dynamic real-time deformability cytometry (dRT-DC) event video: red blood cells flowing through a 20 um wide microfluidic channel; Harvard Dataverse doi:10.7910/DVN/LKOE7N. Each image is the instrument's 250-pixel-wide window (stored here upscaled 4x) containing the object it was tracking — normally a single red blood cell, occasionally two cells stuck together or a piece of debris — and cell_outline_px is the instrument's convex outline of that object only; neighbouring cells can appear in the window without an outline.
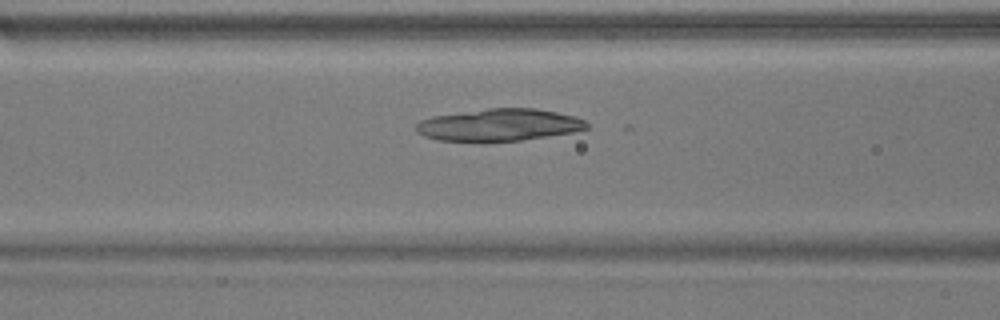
{"species": "common noctule bat (a hibernating species)", "species_latin": "Nyctalus noctula", "temperature_condition": "warm", "stored_images_in_passage": 38, "camera_frame_rate_fps": 3000, "um_per_image_px": 0.085, "animal": {"sex": "male", "body_mass_g": 17.9}, "frame": {"image": 1, "passage_image": 7, "time_ms": 2.0, "image_size_px": [1000, 320], "cell_outline_px": [[588, 128], [572, 132], [520, 140], [484, 144], [436, 140], [424, 136], [416, 132], [416, 124], [420, 120], [432, 116], [488, 108], [536, 108], [576, 116], [584, 120], [588, 124]], "centroid_in_image_um": [42.36, 10.65], "position_along_channel_um": 124.2, "area_um2": 32.77}}
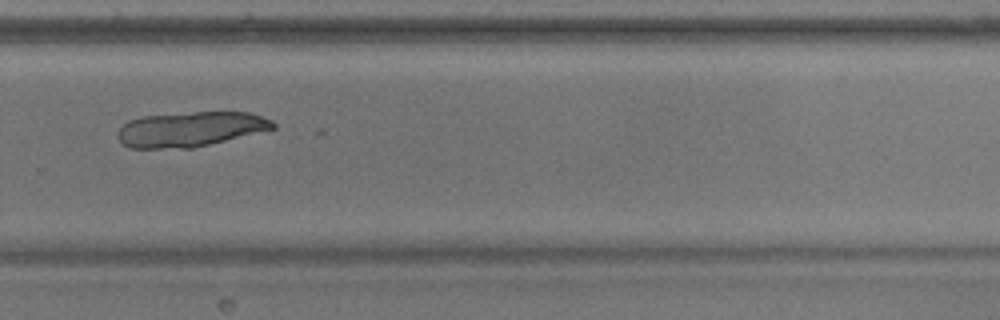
{"frame": {"image": 2, "passage_image": 22, "time_ms": 7.0, "image_size_px": [1000, 320], "cell_outline_px": [[276, 128], [192, 148], [128, 148], [116, 136], [116, 132], [128, 120], [144, 116], [196, 112], [248, 112], [272, 120], [276, 124]], "centroid_in_image_um": [16.15, 10.98], "position_along_channel_um": 313.6, "area_um2": 31.39}}
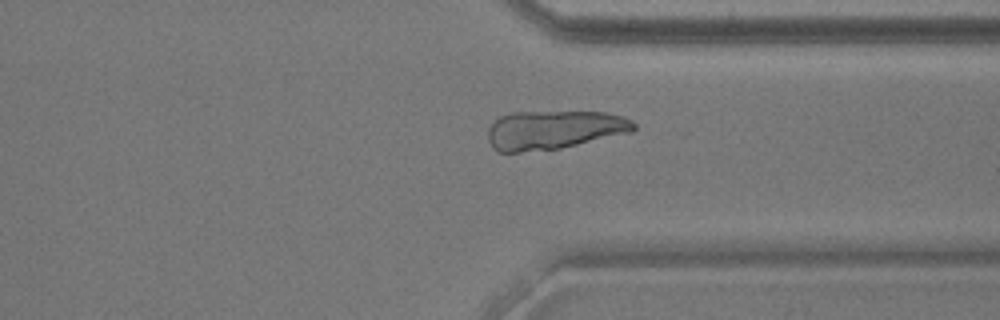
{"frame": {"image": 3, "passage_image": 26, "time_ms": 8.333, "image_size_px": [1000, 320], "cell_outline_px": [[636, 128], [632, 132], [560, 148], [520, 152], [496, 152], [492, 148], [488, 140], [488, 128], [500, 116], [508, 112], [608, 112], [624, 116], [632, 120], [636, 124]], "centroid_in_image_um": [47.08, 11.03], "position_along_channel_um": 364.3, "area_um2": 33.18}}